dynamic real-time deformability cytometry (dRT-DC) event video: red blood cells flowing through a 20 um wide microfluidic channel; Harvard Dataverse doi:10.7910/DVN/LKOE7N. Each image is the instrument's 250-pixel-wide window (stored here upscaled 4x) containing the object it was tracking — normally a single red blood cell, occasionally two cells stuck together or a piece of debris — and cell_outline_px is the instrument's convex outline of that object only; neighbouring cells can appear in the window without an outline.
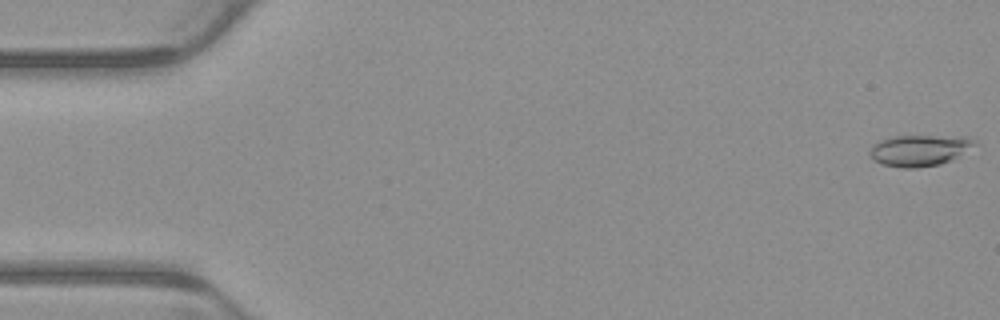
{"species": "common noctule bat (a hibernating species)", "species_latin": "Nyctalus noctula", "temperature_condition": "warm", "stored_images_in_passage": 5, "camera_frame_rate_fps": 3000, "um_per_image_px": 0.085, "animal": {"sex": "male", "body_mass_g": 23.1, "forearm_length_mm": 52.7}, "frame": {"image": 1, "passage_image": 1, "time_ms": 0.0, "image_size_px": [1000, 320], "cell_outline_px": [[980, 144], [952, 160], [940, 164], [916, 168], [900, 168], [880, 164], [872, 160], [868, 152], [872, 144], [880, 140], [896, 136], [968, 136], [976, 140]], "centroid_in_image_um": [78.18, 12.78], "position_along_channel_um": 6.8, "area_um2": 19.59}}
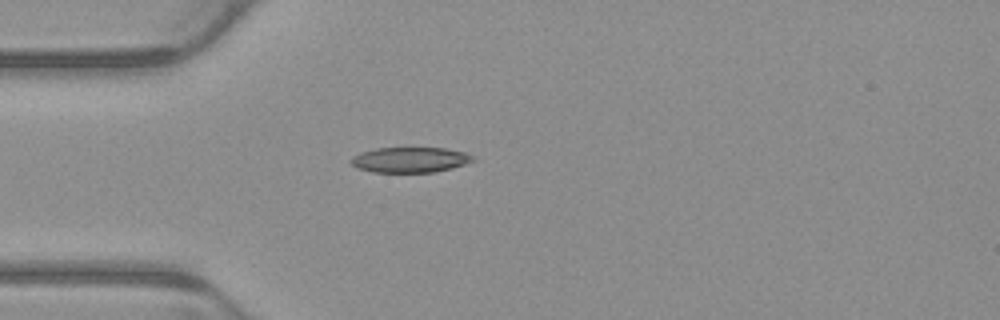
{"frame": {"image": 2, "passage_image": 5, "time_ms": 1.333, "image_size_px": [1000, 320], "cell_outline_px": [[476, 160], [452, 168], [436, 172], [372, 172], [356, 168], [348, 160], [352, 156], [360, 152], [376, 148], [444, 148], [468, 152]], "centroid_in_image_um": [34.84, 13.58], "position_along_channel_um": 50.2, "area_um2": 18.21}}